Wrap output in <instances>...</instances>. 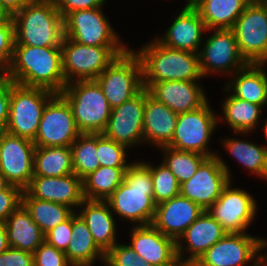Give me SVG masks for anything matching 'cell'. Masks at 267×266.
<instances>
[{
  "instance_id": "6da1fadb",
  "label": "cell",
  "mask_w": 267,
  "mask_h": 266,
  "mask_svg": "<svg viewBox=\"0 0 267 266\" xmlns=\"http://www.w3.org/2000/svg\"><path fill=\"white\" fill-rule=\"evenodd\" d=\"M5 73L14 83L61 93L66 81L61 46L14 45L13 57Z\"/></svg>"
},
{
  "instance_id": "7a4b0ae2",
  "label": "cell",
  "mask_w": 267,
  "mask_h": 266,
  "mask_svg": "<svg viewBox=\"0 0 267 266\" xmlns=\"http://www.w3.org/2000/svg\"><path fill=\"white\" fill-rule=\"evenodd\" d=\"M105 201L122 220L134 222L135 226L152 224L156 204L151 170L143 161H133L125 172L124 181Z\"/></svg>"
},
{
  "instance_id": "3957f363",
  "label": "cell",
  "mask_w": 267,
  "mask_h": 266,
  "mask_svg": "<svg viewBox=\"0 0 267 266\" xmlns=\"http://www.w3.org/2000/svg\"><path fill=\"white\" fill-rule=\"evenodd\" d=\"M152 41L135 52L142 64L143 83L197 81L204 77L198 53L166 47L157 39Z\"/></svg>"
},
{
  "instance_id": "277c9868",
  "label": "cell",
  "mask_w": 267,
  "mask_h": 266,
  "mask_svg": "<svg viewBox=\"0 0 267 266\" xmlns=\"http://www.w3.org/2000/svg\"><path fill=\"white\" fill-rule=\"evenodd\" d=\"M14 45L32 47L61 46L64 18L56 4L30 1L12 16Z\"/></svg>"
},
{
  "instance_id": "5b68a950",
  "label": "cell",
  "mask_w": 267,
  "mask_h": 266,
  "mask_svg": "<svg viewBox=\"0 0 267 266\" xmlns=\"http://www.w3.org/2000/svg\"><path fill=\"white\" fill-rule=\"evenodd\" d=\"M71 107L81 133L102 134L112 108L96 80H80L66 84L60 93Z\"/></svg>"
},
{
  "instance_id": "8992f818",
  "label": "cell",
  "mask_w": 267,
  "mask_h": 266,
  "mask_svg": "<svg viewBox=\"0 0 267 266\" xmlns=\"http://www.w3.org/2000/svg\"><path fill=\"white\" fill-rule=\"evenodd\" d=\"M126 46H87L64 36L62 68L66 84L80 80H95Z\"/></svg>"
},
{
  "instance_id": "52a82bcc",
  "label": "cell",
  "mask_w": 267,
  "mask_h": 266,
  "mask_svg": "<svg viewBox=\"0 0 267 266\" xmlns=\"http://www.w3.org/2000/svg\"><path fill=\"white\" fill-rule=\"evenodd\" d=\"M55 94L44 88L14 83L11 88L9 116L5 131L34 141L44 108Z\"/></svg>"
},
{
  "instance_id": "ba28073f",
  "label": "cell",
  "mask_w": 267,
  "mask_h": 266,
  "mask_svg": "<svg viewBox=\"0 0 267 266\" xmlns=\"http://www.w3.org/2000/svg\"><path fill=\"white\" fill-rule=\"evenodd\" d=\"M111 108L126 102L143 88L142 64L134 49H127L95 79Z\"/></svg>"
},
{
  "instance_id": "9c48e42d",
  "label": "cell",
  "mask_w": 267,
  "mask_h": 266,
  "mask_svg": "<svg viewBox=\"0 0 267 266\" xmlns=\"http://www.w3.org/2000/svg\"><path fill=\"white\" fill-rule=\"evenodd\" d=\"M232 30L247 63H267V0H251Z\"/></svg>"
},
{
  "instance_id": "30bf717a",
  "label": "cell",
  "mask_w": 267,
  "mask_h": 266,
  "mask_svg": "<svg viewBox=\"0 0 267 266\" xmlns=\"http://www.w3.org/2000/svg\"><path fill=\"white\" fill-rule=\"evenodd\" d=\"M209 104L178 114L174 135L167 146L207 157L216 156L217 153L208 148V143L220 121Z\"/></svg>"
},
{
  "instance_id": "8fae6325",
  "label": "cell",
  "mask_w": 267,
  "mask_h": 266,
  "mask_svg": "<svg viewBox=\"0 0 267 266\" xmlns=\"http://www.w3.org/2000/svg\"><path fill=\"white\" fill-rule=\"evenodd\" d=\"M266 247V238L253 237L246 232L226 233L198 259L195 265L245 266L248 262L263 264L264 256L260 251Z\"/></svg>"
},
{
  "instance_id": "7c38bea8",
  "label": "cell",
  "mask_w": 267,
  "mask_h": 266,
  "mask_svg": "<svg viewBox=\"0 0 267 266\" xmlns=\"http://www.w3.org/2000/svg\"><path fill=\"white\" fill-rule=\"evenodd\" d=\"M230 181L229 167L217 154L207 157L197 168L196 173L180 184V195L195 202L203 210H208Z\"/></svg>"
},
{
  "instance_id": "4fadbf2b",
  "label": "cell",
  "mask_w": 267,
  "mask_h": 266,
  "mask_svg": "<svg viewBox=\"0 0 267 266\" xmlns=\"http://www.w3.org/2000/svg\"><path fill=\"white\" fill-rule=\"evenodd\" d=\"M80 134L70 105L56 93L44 108L33 142L36 147H71Z\"/></svg>"
},
{
  "instance_id": "5bb4252c",
  "label": "cell",
  "mask_w": 267,
  "mask_h": 266,
  "mask_svg": "<svg viewBox=\"0 0 267 266\" xmlns=\"http://www.w3.org/2000/svg\"><path fill=\"white\" fill-rule=\"evenodd\" d=\"M102 8L83 9L64 17V36L87 46H125Z\"/></svg>"
},
{
  "instance_id": "9a60e30c",
  "label": "cell",
  "mask_w": 267,
  "mask_h": 266,
  "mask_svg": "<svg viewBox=\"0 0 267 266\" xmlns=\"http://www.w3.org/2000/svg\"><path fill=\"white\" fill-rule=\"evenodd\" d=\"M213 31L203 48L198 52L200 68L203 76L213 72L234 74L248 63L239 52L232 29H211Z\"/></svg>"
},
{
  "instance_id": "2e32d148",
  "label": "cell",
  "mask_w": 267,
  "mask_h": 266,
  "mask_svg": "<svg viewBox=\"0 0 267 266\" xmlns=\"http://www.w3.org/2000/svg\"><path fill=\"white\" fill-rule=\"evenodd\" d=\"M35 144L6 131L0 134V172L11 184L24 190L34 171Z\"/></svg>"
},
{
  "instance_id": "e0dca14e",
  "label": "cell",
  "mask_w": 267,
  "mask_h": 266,
  "mask_svg": "<svg viewBox=\"0 0 267 266\" xmlns=\"http://www.w3.org/2000/svg\"><path fill=\"white\" fill-rule=\"evenodd\" d=\"M231 182L207 211L227 233H245L255 219L257 203L249 192L232 188Z\"/></svg>"
},
{
  "instance_id": "ac0fdd59",
  "label": "cell",
  "mask_w": 267,
  "mask_h": 266,
  "mask_svg": "<svg viewBox=\"0 0 267 266\" xmlns=\"http://www.w3.org/2000/svg\"><path fill=\"white\" fill-rule=\"evenodd\" d=\"M145 88L138 94L112 109L107 126L102 133L109 139L123 144L128 149L144 143L143 122Z\"/></svg>"
},
{
  "instance_id": "d6986e66",
  "label": "cell",
  "mask_w": 267,
  "mask_h": 266,
  "mask_svg": "<svg viewBox=\"0 0 267 266\" xmlns=\"http://www.w3.org/2000/svg\"><path fill=\"white\" fill-rule=\"evenodd\" d=\"M226 233L222 225L207 210H204L176 241V253L179 263L195 264ZM183 239L184 241H182ZM182 242H186L187 246ZM184 249L190 253L187 259L183 258Z\"/></svg>"
},
{
  "instance_id": "ffe728a7",
  "label": "cell",
  "mask_w": 267,
  "mask_h": 266,
  "mask_svg": "<svg viewBox=\"0 0 267 266\" xmlns=\"http://www.w3.org/2000/svg\"><path fill=\"white\" fill-rule=\"evenodd\" d=\"M129 245L141 258L153 266H177L176 241L165 236L152 224L134 226Z\"/></svg>"
},
{
  "instance_id": "44dd1931",
  "label": "cell",
  "mask_w": 267,
  "mask_h": 266,
  "mask_svg": "<svg viewBox=\"0 0 267 266\" xmlns=\"http://www.w3.org/2000/svg\"><path fill=\"white\" fill-rule=\"evenodd\" d=\"M24 190L31 197L63 204L74 212L85 200L82 179L75 173L58 177L33 175Z\"/></svg>"
},
{
  "instance_id": "7402d4cb",
  "label": "cell",
  "mask_w": 267,
  "mask_h": 266,
  "mask_svg": "<svg viewBox=\"0 0 267 266\" xmlns=\"http://www.w3.org/2000/svg\"><path fill=\"white\" fill-rule=\"evenodd\" d=\"M165 35L157 40L172 49L198 53L203 41V33L208 30L198 10L189 2L185 4Z\"/></svg>"
},
{
  "instance_id": "603a6c76",
  "label": "cell",
  "mask_w": 267,
  "mask_h": 266,
  "mask_svg": "<svg viewBox=\"0 0 267 266\" xmlns=\"http://www.w3.org/2000/svg\"><path fill=\"white\" fill-rule=\"evenodd\" d=\"M149 94L177 114L192 111L208 102L197 81H162L143 83Z\"/></svg>"
},
{
  "instance_id": "cb8c5ba5",
  "label": "cell",
  "mask_w": 267,
  "mask_h": 266,
  "mask_svg": "<svg viewBox=\"0 0 267 266\" xmlns=\"http://www.w3.org/2000/svg\"><path fill=\"white\" fill-rule=\"evenodd\" d=\"M203 211L195 202L178 195L156 205L152 225L177 241Z\"/></svg>"
},
{
  "instance_id": "d4e9b609",
  "label": "cell",
  "mask_w": 267,
  "mask_h": 266,
  "mask_svg": "<svg viewBox=\"0 0 267 266\" xmlns=\"http://www.w3.org/2000/svg\"><path fill=\"white\" fill-rule=\"evenodd\" d=\"M178 114L152 97L145 88L143 122L144 142L156 147L167 146L174 135Z\"/></svg>"
},
{
  "instance_id": "484cf974",
  "label": "cell",
  "mask_w": 267,
  "mask_h": 266,
  "mask_svg": "<svg viewBox=\"0 0 267 266\" xmlns=\"http://www.w3.org/2000/svg\"><path fill=\"white\" fill-rule=\"evenodd\" d=\"M79 209L77 214L88 226L97 246L106 253L117 243V224L114 218L116 215H113L109 204L101 200L85 199Z\"/></svg>"
},
{
  "instance_id": "4316f807",
  "label": "cell",
  "mask_w": 267,
  "mask_h": 266,
  "mask_svg": "<svg viewBox=\"0 0 267 266\" xmlns=\"http://www.w3.org/2000/svg\"><path fill=\"white\" fill-rule=\"evenodd\" d=\"M264 66L248 63L232 74L234 78L224 86L225 92L230 91L234 97L262 107L267 105V73Z\"/></svg>"
},
{
  "instance_id": "83f0119b",
  "label": "cell",
  "mask_w": 267,
  "mask_h": 266,
  "mask_svg": "<svg viewBox=\"0 0 267 266\" xmlns=\"http://www.w3.org/2000/svg\"><path fill=\"white\" fill-rule=\"evenodd\" d=\"M10 247L34 253L45 241V234L21 203L4 223Z\"/></svg>"
},
{
  "instance_id": "f1b7e54d",
  "label": "cell",
  "mask_w": 267,
  "mask_h": 266,
  "mask_svg": "<svg viewBox=\"0 0 267 266\" xmlns=\"http://www.w3.org/2000/svg\"><path fill=\"white\" fill-rule=\"evenodd\" d=\"M71 233L65 254L72 266H92L96 260L104 263L105 253L97 246L88 226L76 211L72 214Z\"/></svg>"
},
{
  "instance_id": "f546056e",
  "label": "cell",
  "mask_w": 267,
  "mask_h": 266,
  "mask_svg": "<svg viewBox=\"0 0 267 266\" xmlns=\"http://www.w3.org/2000/svg\"><path fill=\"white\" fill-rule=\"evenodd\" d=\"M251 0H190L207 30L232 29Z\"/></svg>"
},
{
  "instance_id": "4dcf8cb0",
  "label": "cell",
  "mask_w": 267,
  "mask_h": 266,
  "mask_svg": "<svg viewBox=\"0 0 267 266\" xmlns=\"http://www.w3.org/2000/svg\"><path fill=\"white\" fill-rule=\"evenodd\" d=\"M228 95L222 103L224 119L220 121L226 120L233 132L237 134L251 133L259 123L262 106L234 97L231 92Z\"/></svg>"
},
{
  "instance_id": "1f68e13d",
  "label": "cell",
  "mask_w": 267,
  "mask_h": 266,
  "mask_svg": "<svg viewBox=\"0 0 267 266\" xmlns=\"http://www.w3.org/2000/svg\"><path fill=\"white\" fill-rule=\"evenodd\" d=\"M74 173L71 147H36L33 175L58 177Z\"/></svg>"
},
{
  "instance_id": "d6a6232c",
  "label": "cell",
  "mask_w": 267,
  "mask_h": 266,
  "mask_svg": "<svg viewBox=\"0 0 267 266\" xmlns=\"http://www.w3.org/2000/svg\"><path fill=\"white\" fill-rule=\"evenodd\" d=\"M128 167L100 166L82 179L83 196L86 200L108 199L124 181Z\"/></svg>"
},
{
  "instance_id": "836d02e7",
  "label": "cell",
  "mask_w": 267,
  "mask_h": 266,
  "mask_svg": "<svg viewBox=\"0 0 267 266\" xmlns=\"http://www.w3.org/2000/svg\"><path fill=\"white\" fill-rule=\"evenodd\" d=\"M22 204L44 234L74 213L70 207L63 204L31 197L25 190L22 193Z\"/></svg>"
},
{
  "instance_id": "e575fe53",
  "label": "cell",
  "mask_w": 267,
  "mask_h": 266,
  "mask_svg": "<svg viewBox=\"0 0 267 266\" xmlns=\"http://www.w3.org/2000/svg\"><path fill=\"white\" fill-rule=\"evenodd\" d=\"M228 152L250 173L267 180V146H259L252 142L234 138L221 139Z\"/></svg>"
},
{
  "instance_id": "d590c367",
  "label": "cell",
  "mask_w": 267,
  "mask_h": 266,
  "mask_svg": "<svg viewBox=\"0 0 267 266\" xmlns=\"http://www.w3.org/2000/svg\"><path fill=\"white\" fill-rule=\"evenodd\" d=\"M73 171L81 179L100 167L97 134L81 133L71 145Z\"/></svg>"
},
{
  "instance_id": "8d00e7d4",
  "label": "cell",
  "mask_w": 267,
  "mask_h": 266,
  "mask_svg": "<svg viewBox=\"0 0 267 266\" xmlns=\"http://www.w3.org/2000/svg\"><path fill=\"white\" fill-rule=\"evenodd\" d=\"M159 149L165 153L163 163L174 174L179 184L189 180L207 158L199 153L177 150L169 146Z\"/></svg>"
},
{
  "instance_id": "74e56055",
  "label": "cell",
  "mask_w": 267,
  "mask_h": 266,
  "mask_svg": "<svg viewBox=\"0 0 267 266\" xmlns=\"http://www.w3.org/2000/svg\"><path fill=\"white\" fill-rule=\"evenodd\" d=\"M143 163L151 170L153 199L156 205L180 195V184L163 162L157 166L145 161Z\"/></svg>"
},
{
  "instance_id": "f35d334b",
  "label": "cell",
  "mask_w": 267,
  "mask_h": 266,
  "mask_svg": "<svg viewBox=\"0 0 267 266\" xmlns=\"http://www.w3.org/2000/svg\"><path fill=\"white\" fill-rule=\"evenodd\" d=\"M123 144L107 138L103 134H97V157L100 166L106 167H129L126 150Z\"/></svg>"
},
{
  "instance_id": "ab89813d",
  "label": "cell",
  "mask_w": 267,
  "mask_h": 266,
  "mask_svg": "<svg viewBox=\"0 0 267 266\" xmlns=\"http://www.w3.org/2000/svg\"><path fill=\"white\" fill-rule=\"evenodd\" d=\"M105 266H153L146 262L129 246L116 243L105 253Z\"/></svg>"
},
{
  "instance_id": "60d3db41",
  "label": "cell",
  "mask_w": 267,
  "mask_h": 266,
  "mask_svg": "<svg viewBox=\"0 0 267 266\" xmlns=\"http://www.w3.org/2000/svg\"><path fill=\"white\" fill-rule=\"evenodd\" d=\"M14 43L13 19L0 20V72H5L10 66Z\"/></svg>"
},
{
  "instance_id": "b9f144b4",
  "label": "cell",
  "mask_w": 267,
  "mask_h": 266,
  "mask_svg": "<svg viewBox=\"0 0 267 266\" xmlns=\"http://www.w3.org/2000/svg\"><path fill=\"white\" fill-rule=\"evenodd\" d=\"M34 266H72L64 251L44 241L33 253Z\"/></svg>"
},
{
  "instance_id": "7bdbcfd3",
  "label": "cell",
  "mask_w": 267,
  "mask_h": 266,
  "mask_svg": "<svg viewBox=\"0 0 267 266\" xmlns=\"http://www.w3.org/2000/svg\"><path fill=\"white\" fill-rule=\"evenodd\" d=\"M23 190L15 185H9L0 191V224H4L8 216L22 203Z\"/></svg>"
},
{
  "instance_id": "ee69618b",
  "label": "cell",
  "mask_w": 267,
  "mask_h": 266,
  "mask_svg": "<svg viewBox=\"0 0 267 266\" xmlns=\"http://www.w3.org/2000/svg\"><path fill=\"white\" fill-rule=\"evenodd\" d=\"M72 215L45 234V241L56 249L66 251L72 236Z\"/></svg>"
},
{
  "instance_id": "f6af8a7d",
  "label": "cell",
  "mask_w": 267,
  "mask_h": 266,
  "mask_svg": "<svg viewBox=\"0 0 267 266\" xmlns=\"http://www.w3.org/2000/svg\"><path fill=\"white\" fill-rule=\"evenodd\" d=\"M14 81L5 73L0 72V131L6 130L9 116L10 94Z\"/></svg>"
},
{
  "instance_id": "bcb514c9",
  "label": "cell",
  "mask_w": 267,
  "mask_h": 266,
  "mask_svg": "<svg viewBox=\"0 0 267 266\" xmlns=\"http://www.w3.org/2000/svg\"><path fill=\"white\" fill-rule=\"evenodd\" d=\"M0 266H34L33 253L9 247L0 254Z\"/></svg>"
},
{
  "instance_id": "7dc6e473",
  "label": "cell",
  "mask_w": 267,
  "mask_h": 266,
  "mask_svg": "<svg viewBox=\"0 0 267 266\" xmlns=\"http://www.w3.org/2000/svg\"><path fill=\"white\" fill-rule=\"evenodd\" d=\"M107 0H59L56 8L64 18L68 13L102 7Z\"/></svg>"
},
{
  "instance_id": "c3c4849f",
  "label": "cell",
  "mask_w": 267,
  "mask_h": 266,
  "mask_svg": "<svg viewBox=\"0 0 267 266\" xmlns=\"http://www.w3.org/2000/svg\"><path fill=\"white\" fill-rule=\"evenodd\" d=\"M31 0H1L2 5L6 11L13 16L21 10Z\"/></svg>"
},
{
  "instance_id": "681fc988",
  "label": "cell",
  "mask_w": 267,
  "mask_h": 266,
  "mask_svg": "<svg viewBox=\"0 0 267 266\" xmlns=\"http://www.w3.org/2000/svg\"><path fill=\"white\" fill-rule=\"evenodd\" d=\"M10 247L7 238V232L4 224H0V254Z\"/></svg>"
},
{
  "instance_id": "f907efd6",
  "label": "cell",
  "mask_w": 267,
  "mask_h": 266,
  "mask_svg": "<svg viewBox=\"0 0 267 266\" xmlns=\"http://www.w3.org/2000/svg\"><path fill=\"white\" fill-rule=\"evenodd\" d=\"M12 19V16L6 11L0 0V20Z\"/></svg>"
},
{
  "instance_id": "816d5d0a",
  "label": "cell",
  "mask_w": 267,
  "mask_h": 266,
  "mask_svg": "<svg viewBox=\"0 0 267 266\" xmlns=\"http://www.w3.org/2000/svg\"><path fill=\"white\" fill-rule=\"evenodd\" d=\"M9 185L10 183L6 180L4 175L0 172V191L5 190Z\"/></svg>"
},
{
  "instance_id": "f5cc1de1",
  "label": "cell",
  "mask_w": 267,
  "mask_h": 266,
  "mask_svg": "<svg viewBox=\"0 0 267 266\" xmlns=\"http://www.w3.org/2000/svg\"><path fill=\"white\" fill-rule=\"evenodd\" d=\"M31 1L57 4L59 0H31Z\"/></svg>"
},
{
  "instance_id": "db71d44e",
  "label": "cell",
  "mask_w": 267,
  "mask_h": 266,
  "mask_svg": "<svg viewBox=\"0 0 267 266\" xmlns=\"http://www.w3.org/2000/svg\"><path fill=\"white\" fill-rule=\"evenodd\" d=\"M262 130L264 131V135H265L266 142H267V119H266V124L265 126H263Z\"/></svg>"
},
{
  "instance_id": "11a10c76",
  "label": "cell",
  "mask_w": 267,
  "mask_h": 266,
  "mask_svg": "<svg viewBox=\"0 0 267 266\" xmlns=\"http://www.w3.org/2000/svg\"><path fill=\"white\" fill-rule=\"evenodd\" d=\"M177 266H196L195 264H178Z\"/></svg>"
},
{
  "instance_id": "9f6ffc18",
  "label": "cell",
  "mask_w": 267,
  "mask_h": 266,
  "mask_svg": "<svg viewBox=\"0 0 267 266\" xmlns=\"http://www.w3.org/2000/svg\"><path fill=\"white\" fill-rule=\"evenodd\" d=\"M249 266H267L265 263L263 264H252V265H249Z\"/></svg>"
},
{
  "instance_id": "6f0895ef",
  "label": "cell",
  "mask_w": 267,
  "mask_h": 266,
  "mask_svg": "<svg viewBox=\"0 0 267 266\" xmlns=\"http://www.w3.org/2000/svg\"><path fill=\"white\" fill-rule=\"evenodd\" d=\"M265 253H267V252H265ZM265 255H264V263L267 265V254H265Z\"/></svg>"
}]
</instances>
